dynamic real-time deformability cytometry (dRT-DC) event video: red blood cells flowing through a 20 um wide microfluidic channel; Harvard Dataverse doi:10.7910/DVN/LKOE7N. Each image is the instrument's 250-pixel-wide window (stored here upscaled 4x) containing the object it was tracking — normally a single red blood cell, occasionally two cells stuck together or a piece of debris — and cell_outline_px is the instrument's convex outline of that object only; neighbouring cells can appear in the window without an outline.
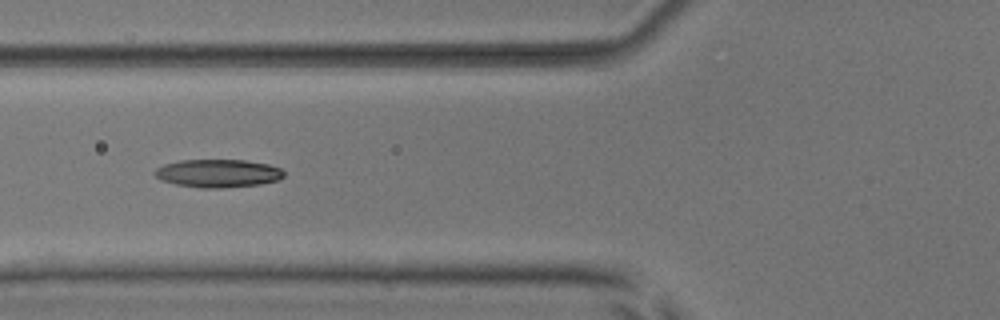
{"species": "common noctule bat (a hibernating species)", "species_latin": "Nyctalus noctula", "temperature_condition": "room temperature", "stored_images_in_passage": 20, "camera_frame_rate_fps": 3000, "um_per_image_px": 0.085, "animal": {"sex": "male", "body_mass_g": 17.9, "forearm_length_mm": 54.2}, "frame": {"image": 1, "passage_image": 4, "time_ms": 1.0, "image_size_px": [1000, 320], "cell_outline_px": [[284, 176], [276, 180], [260, 184], [220, 188], [200, 188], [176, 184], [160, 180], [152, 172], [156, 168], [164, 164], [180, 160], [244, 160], [268, 164], [280, 168], [284, 172]], "centroid_in_image_um": [18.49, 14.73], "position_along_channel_um": 107.3, "area_um2": 21.1}}
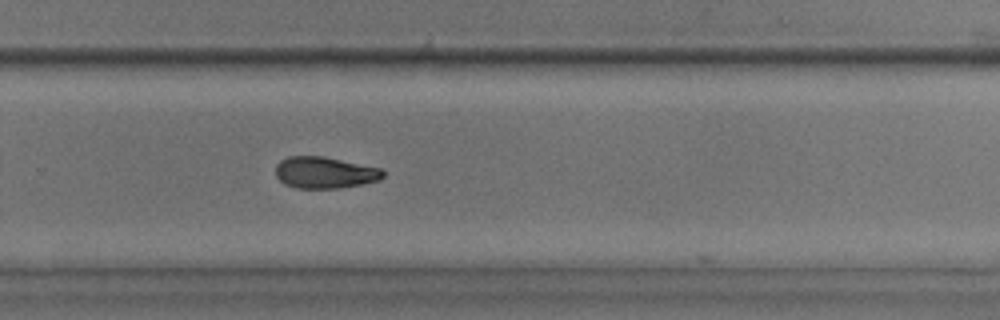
{"frame": {"image": 2, "passage_image": 19, "time_ms": 6.0, "image_size_px": [1000, 320], "cell_outline_px": [[384, 176], [380, 180], [340, 188], [296, 188], [284, 184], [276, 176], [276, 164], [280, 160], [288, 156], [324, 156], [380, 168], [384, 172]], "centroid_in_image_um": [27.58, 14.66], "position_along_channel_um": 302.2, "area_um2": 19.77}}